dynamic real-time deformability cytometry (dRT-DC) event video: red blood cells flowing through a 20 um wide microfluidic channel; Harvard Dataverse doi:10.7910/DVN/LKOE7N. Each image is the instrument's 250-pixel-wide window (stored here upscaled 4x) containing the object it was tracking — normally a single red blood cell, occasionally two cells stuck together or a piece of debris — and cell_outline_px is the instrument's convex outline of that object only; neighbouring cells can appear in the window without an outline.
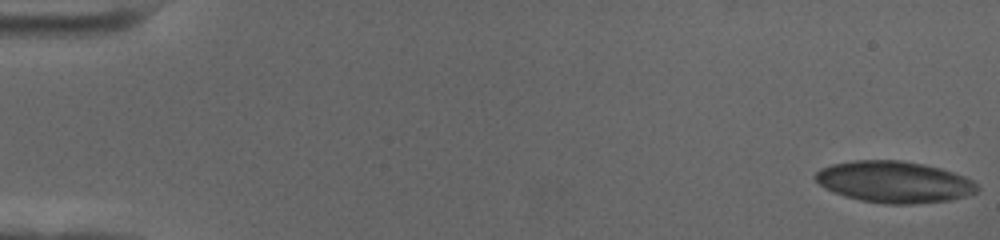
{"species": "human", "species_latin": "Homo sapiens", "temperature_condition": "cold", "stored_images_in_passage": 60, "camera_frame_rate_fps": 3000, "um_per_image_px": 0.085, "donor": {"sex": "female"}, "frame": {"image": 1, "passage_image": 1, "time_ms": 0.0, "image_size_px": [1000, 240], "cell_outline_px": [[980, 188], [976, 192], [964, 196], [948, 200], [912, 204], [888, 204], [860, 200], [844, 196], [824, 188], [816, 180], [816, 172], [820, 168], [832, 164], [856, 160], [900, 160], [940, 168], [964, 176], [972, 180]], "centroid_in_image_um": [75.99, 15.46], "position_along_channel_um": 9.0, "area_um2": 38.84}}
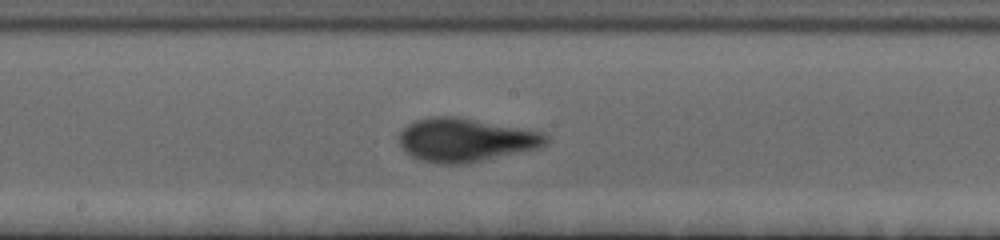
{"frame": {"image": 2, "passage_image": 33, "time_ms": 10.667, "image_size_px": [1000, 240], "cell_outline_px": [[548, 140], [544, 144], [536, 148], [468, 164], [440, 164], [420, 160], [412, 156], [400, 144], [400, 132], [408, 124], [416, 120], [432, 116], [452, 116], [540, 132], [548, 136]], "centroid_in_image_um": [39.52, 11.91], "position_along_channel_um": 208.7, "area_um2": 36.47}}
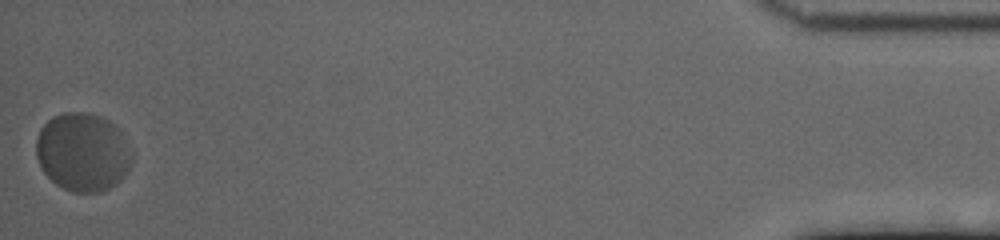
{"frame": {"image": 3, "passage_image": 60, "time_ms": 19.667, "image_size_px": [1000, 240], "cell_outline_px": [[132, 156], [128, 172], [116, 184], [100, 192], [72, 192], [56, 184], [40, 168], [36, 156], [36, 140], [40, 128], [52, 116], [64, 112], [88, 112], [100, 116], [108, 120], [120, 128]], "centroid_in_image_um": [7.02, 12.91], "position_along_channel_um": 428.2, "area_um2": 43.99}, "authors_computed_cell_mechanics": {"area_um2": 37.1076, "velocity_mm_per_s": 3.3781, "shape_relaxation_time_tau1_ms": 2.2346, "shape_relaxation_time_tau2_ms": null, "deformation_change_tau1": 0.1193, "deformation_change_tau2": null}}